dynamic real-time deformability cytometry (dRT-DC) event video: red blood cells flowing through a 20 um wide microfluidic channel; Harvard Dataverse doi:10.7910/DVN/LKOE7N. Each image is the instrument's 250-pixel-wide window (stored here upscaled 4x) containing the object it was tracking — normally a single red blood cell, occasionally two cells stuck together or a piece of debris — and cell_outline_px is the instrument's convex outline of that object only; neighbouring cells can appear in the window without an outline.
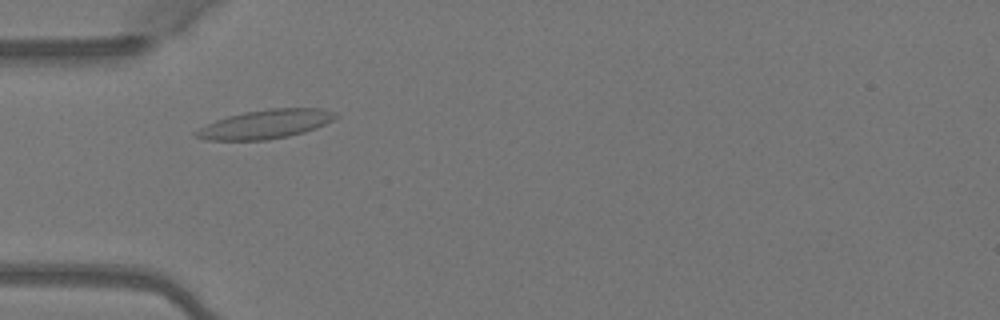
{"species": "Egyptian fruit bat (a non-hibernating species)", "species_latin": "Rousettus aegyptiacus", "temperature_condition": "warm", "stored_images_in_passage": 6, "camera_frame_rate_fps": 3000, "um_per_image_px": 0.085, "animal": {"sex": "female"}, "frame": {"image": 1, "passage_image": 4, "time_ms": 1.0, "image_size_px": [1000, 320], "cell_outline_px": [[340, 116], [316, 128], [304, 132], [288, 136], [268, 140], [208, 140], [196, 136], [192, 132], [216, 120], [228, 116], [244, 112], [268, 108], [324, 108], [336, 112]], "centroid_in_image_um": [22.61, 10.54], "position_along_channel_um": 62.4, "area_um2": 23.52}}
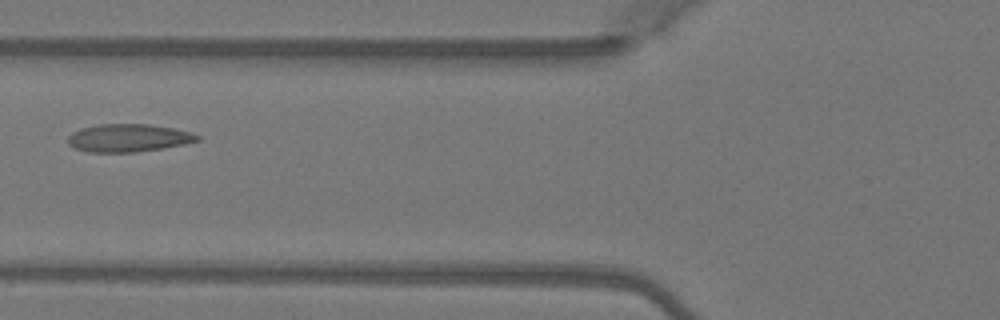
{"frame": {"image": 2, "passage_image": 5, "time_ms": 1.333, "image_size_px": [1000, 320], "cell_outline_px": [[200, 140], [184, 144], [136, 152], [88, 152], [76, 148], [68, 144], [68, 136], [72, 132], [80, 128], [100, 124], [148, 124], [176, 128], [192, 132], [200, 136]], "centroid_in_image_um": [10.92, 11.71], "position_along_channel_um": 114.9, "area_um2": 21.04}}
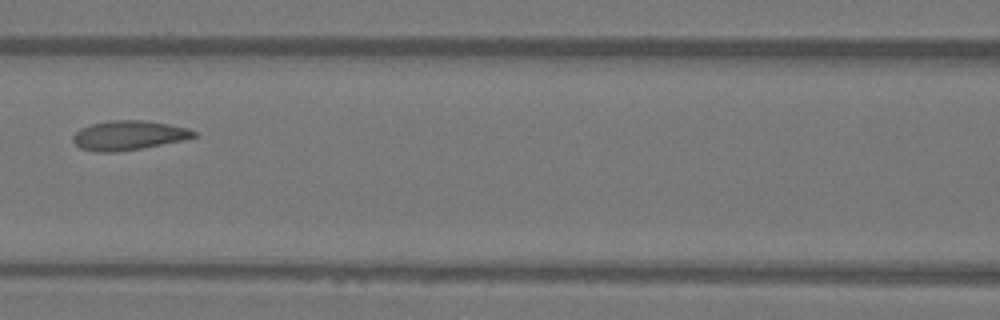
{"frame": {"image": 3, "passage_image": 6, "time_ms": 1.667, "image_size_px": [1000, 320], "cell_outline_px": [[196, 136], [184, 140], [140, 148], [116, 152], [96, 152], [80, 148], [72, 140], [72, 136], [80, 128], [92, 124], [108, 120], [144, 120], [168, 124], [188, 128], [196, 132]], "centroid_in_image_um": [10.91, 11.5], "position_along_channel_um": 155.7, "area_um2": 20.63}}